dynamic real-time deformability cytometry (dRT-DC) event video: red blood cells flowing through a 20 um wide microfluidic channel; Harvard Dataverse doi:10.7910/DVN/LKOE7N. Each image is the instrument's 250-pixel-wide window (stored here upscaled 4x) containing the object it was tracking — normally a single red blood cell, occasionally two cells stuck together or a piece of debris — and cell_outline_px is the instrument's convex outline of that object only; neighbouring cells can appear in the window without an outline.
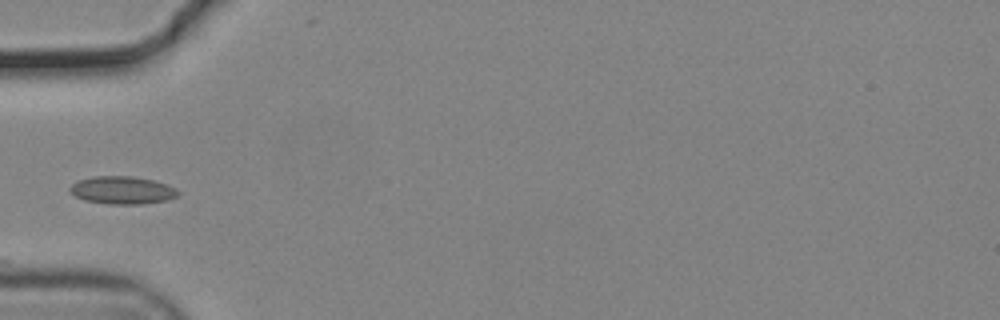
{"species": "common noctule bat (a hibernating species)", "species_latin": "Nyctalus noctula", "temperature_condition": "cold", "stored_images_in_passage": 9, "camera_frame_rate_fps": 3000, "um_per_image_px": 0.085, "animal": {"sex": "male", "body_mass_g": 19.2, "forearm_length_mm": 51.8}, "frame": {"image": 1, "passage_image": 1, "time_ms": 0.0, "image_size_px": [1000, 320], "cell_outline_px": [[180, 192], [176, 196], [168, 200], [144, 204], [108, 204], [84, 200], [76, 196], [68, 188], [72, 184], [80, 180], [96, 176], [132, 176], [152, 180], [176, 188]], "centroid_in_image_um": [10.41, 16.17], "position_along_channel_um": 74.6, "area_um2": 17.34}}
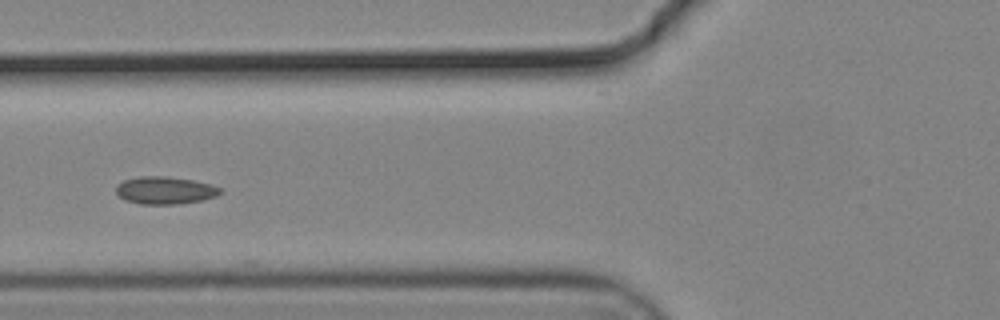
{"frame": {"image": 2, "passage_image": 4, "time_ms": 1.0, "image_size_px": [1000, 320], "cell_outline_px": [[224, 192], [216, 196], [204, 200], [180, 204], [140, 204], [124, 200], [116, 192], [116, 184], [124, 180], [140, 176], [164, 176], [192, 180], [212, 184], [224, 188]], "centroid_in_image_um": [14.07, 16.18], "position_along_channel_um": 111.7, "area_um2": 16.99}}
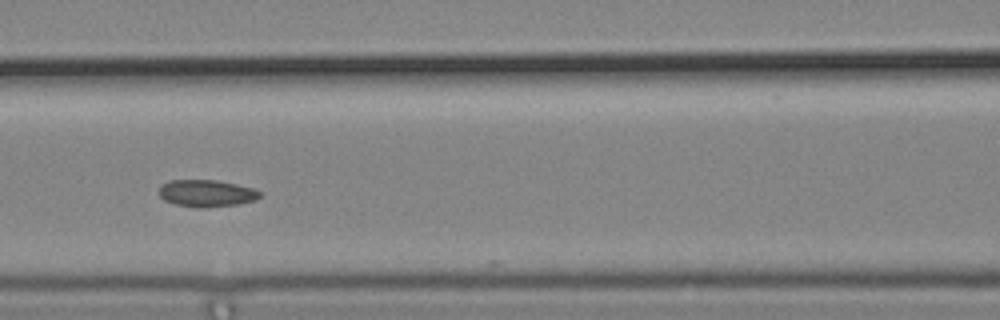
{"frame": {"image": 3, "passage_image": 7, "time_ms": 2.0, "image_size_px": [1000, 320], "cell_outline_px": [[264, 192], [256, 200], [236, 204], [204, 208], [196, 208], [176, 204], [164, 200], [160, 196], [160, 184], [168, 180], [216, 180], [236, 184], [252, 188]], "centroid_in_image_um": [17.55, 16.43], "position_along_channel_um": 149.0, "area_um2": 15.95}}